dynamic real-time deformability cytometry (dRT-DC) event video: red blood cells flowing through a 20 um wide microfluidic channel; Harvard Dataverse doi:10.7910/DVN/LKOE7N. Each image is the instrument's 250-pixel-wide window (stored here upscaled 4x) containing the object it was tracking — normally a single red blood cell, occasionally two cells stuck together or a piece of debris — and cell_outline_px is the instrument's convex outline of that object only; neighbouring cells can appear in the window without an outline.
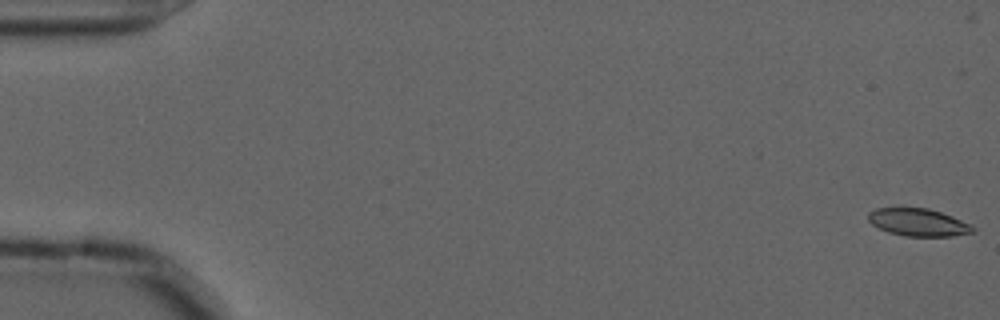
{"species": "common noctule bat (a hibernating species)", "species_latin": "Nyctalus noctula", "temperature_condition": "cold", "stored_images_in_passage": 56, "camera_frame_rate_fps": 3000, "um_per_image_px": 0.085, "animal": {"sex": "male", "forearm_length_mm": 52.5}, "frame": {"image": 1, "passage_image": 1, "time_ms": 0.0, "image_size_px": [1000, 320], "cell_outline_px": [[976, 232], [952, 236], [904, 236], [888, 232], [872, 224], [868, 220], [868, 212], [876, 208], [900, 204], [928, 208], [952, 216], [972, 224], [976, 228]], "centroid_in_image_um": [78.03, 18.84], "position_along_channel_um": 7.0, "area_um2": 17.63}}
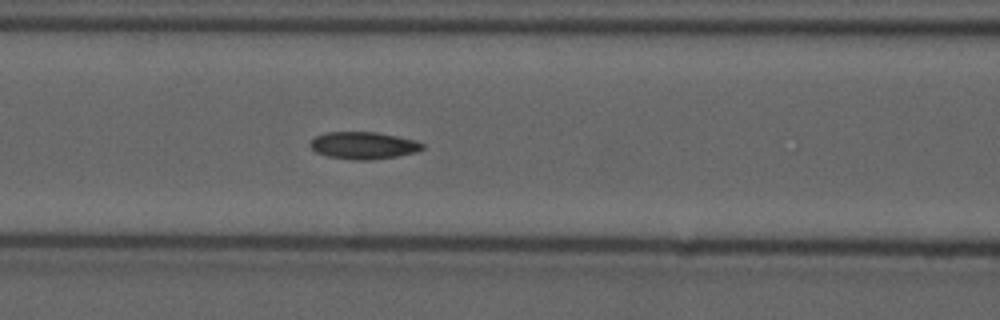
{"frame": {"image": 2, "passage_image": 24, "time_ms": 7.667, "image_size_px": [1000, 320], "cell_outline_px": [[424, 148], [416, 152], [396, 156], [368, 160], [352, 160], [328, 156], [316, 152], [308, 144], [316, 136], [328, 132], [376, 132], [416, 140], [424, 144]], "centroid_in_image_um": [30.9, 12.36], "position_along_channel_um": 135.7, "area_um2": 17.69}}
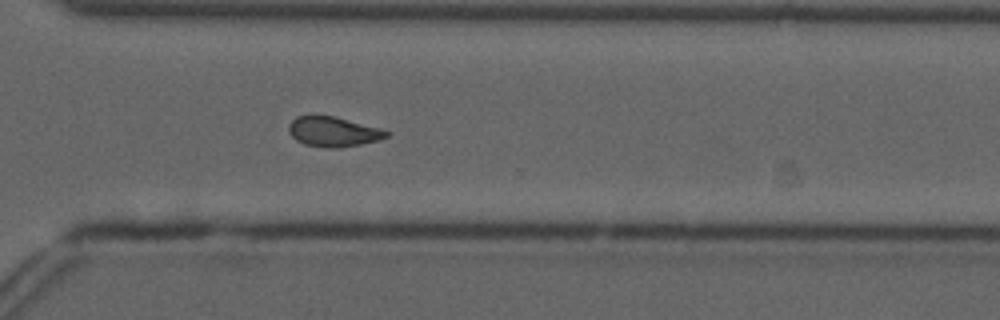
{"frame": {"image": 3, "passage_image": 41, "time_ms": 13.333, "image_size_px": [1000, 320], "cell_outline_px": [[388, 136], [376, 140], [360, 144], [332, 148], [328, 148], [304, 144], [296, 140], [288, 132], [288, 124], [296, 116], [312, 112], [332, 116], [380, 128], [388, 132]], "centroid_in_image_um": [28.22, 11.15], "position_along_channel_um": 342.4, "area_um2": 17.17}, "authors_computed_cell_mechanics": {"area_um2": 17.2244, "velocity_mm_per_s": 3.6618, "shape_relaxation_time_tau1_ms": null, "shape_relaxation_time_tau2_ms": 3.1022, "deformation_change_tau1": null, "deformation_change_tau2": 0.0854}}